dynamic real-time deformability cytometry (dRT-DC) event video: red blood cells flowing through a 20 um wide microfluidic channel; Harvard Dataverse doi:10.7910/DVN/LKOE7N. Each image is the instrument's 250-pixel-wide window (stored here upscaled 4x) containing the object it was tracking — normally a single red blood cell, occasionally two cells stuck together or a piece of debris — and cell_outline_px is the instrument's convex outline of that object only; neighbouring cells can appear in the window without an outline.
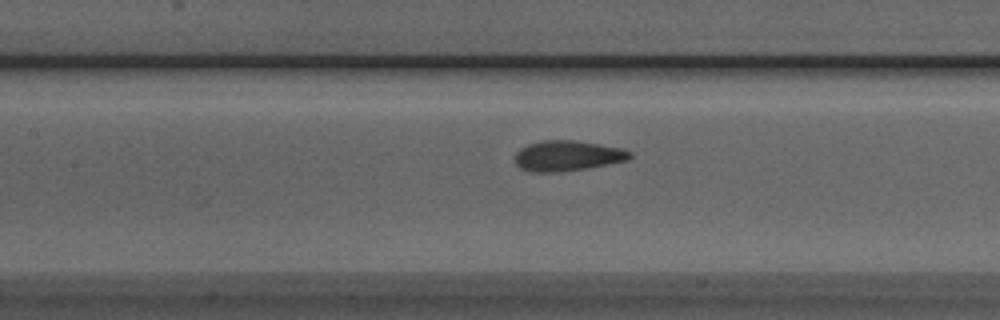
{"species": "Egyptian fruit bat (a non-hibernating species)", "species_latin": "Rousettus aegyptiacus", "temperature_condition": "room temperature", "stored_images_in_passage": 37, "camera_frame_rate_fps": 3000, "um_per_image_px": 0.085, "animal": {"sex": "male"}, "frame": {"image": 1, "passage_image": 8, "time_ms": 2.333, "image_size_px": [1000, 320], "cell_outline_px": [[632, 156], [628, 160], [584, 168], [560, 172], [532, 172], [520, 168], [516, 164], [516, 152], [520, 148], [528, 144], [544, 140], [572, 140], [624, 148], [632, 152]], "centroid_in_image_um": [48.23, 13.24], "position_along_channel_um": 159.2, "area_um2": 20.23}}
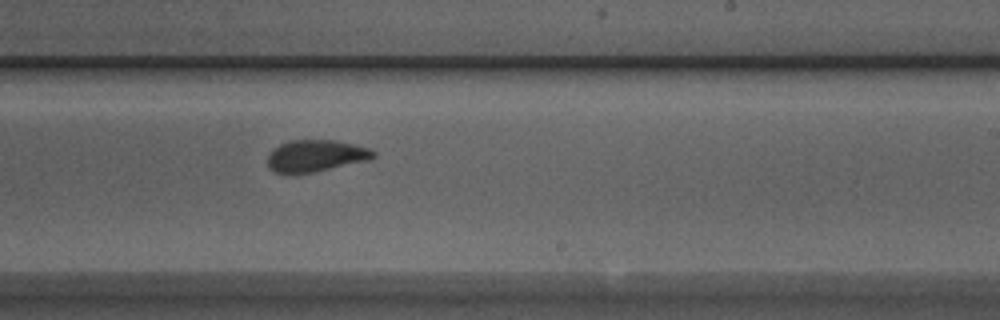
{"frame": {"image": 2, "passage_image": 16, "time_ms": 5.0, "image_size_px": [1000, 320], "cell_outline_px": [[376, 156], [368, 160], [316, 172], [276, 172], [268, 168], [268, 152], [272, 148], [288, 140], [336, 140], [368, 148], [376, 152]], "centroid_in_image_um": [26.82, 13.23], "position_along_channel_um": 262.2, "area_um2": 19.54}}
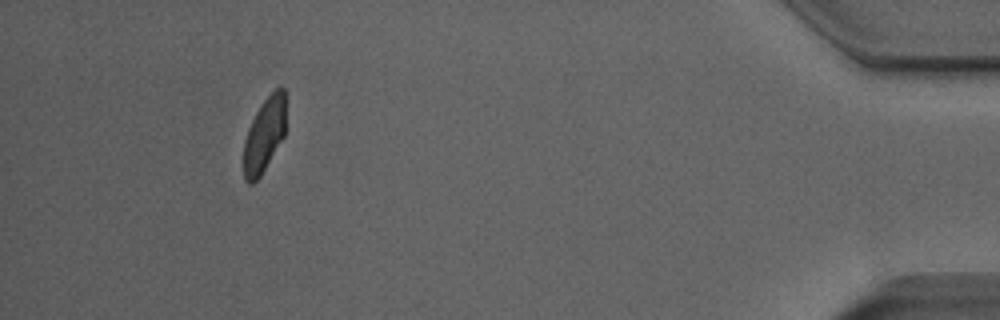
{"frame": {"image": 3, "passage_image": 33, "time_ms": 10.667, "image_size_px": [1000, 320], "cell_outline_px": [[284, 136], [260, 176], [252, 184], [248, 184], [244, 180], [244, 140], [248, 128], [260, 104], [280, 84], [284, 88]], "centroid_in_image_um": [22.44, 11.47], "position_along_channel_um": 412.8, "area_um2": 18.03}, "authors_computed_cell_mechanics": {"area_um2": 20.0566, "velocity_mm_per_s": 3.8741, "shape_relaxation_time_tau1_ms": 6.9466, "shape_relaxation_time_tau2_ms": 0.8744, "deformation_change_tau1": 0.1566, "deformation_change_tau2": 0.0515}}